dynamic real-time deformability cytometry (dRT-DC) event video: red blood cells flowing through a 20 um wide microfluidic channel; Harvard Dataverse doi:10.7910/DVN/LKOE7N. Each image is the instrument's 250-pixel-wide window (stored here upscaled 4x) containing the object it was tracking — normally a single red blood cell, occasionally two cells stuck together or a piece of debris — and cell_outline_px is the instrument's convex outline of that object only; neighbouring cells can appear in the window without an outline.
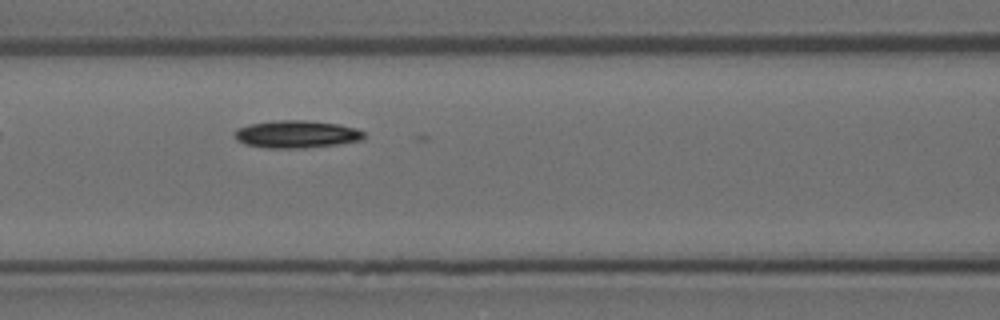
{"species": "Egyptian fruit bat (a non-hibernating species)", "species_latin": "Rousettus aegyptiacus", "temperature_condition": "room temperature", "stored_images_in_passage": 7, "camera_frame_rate_fps": 3000, "um_per_image_px": 0.085, "animal": {"sex": "female"}, "frame": {"image": 1, "passage_image": 6, "time_ms": 1.667, "image_size_px": [1000, 320], "cell_outline_px": [[364, 140], [336, 144], [300, 148], [268, 148], [244, 144], [236, 140], [236, 128], [248, 124], [276, 120], [304, 120], [340, 124], [356, 128], [364, 132]], "centroid_in_image_um": [25.2, 11.4], "position_along_channel_um": 141.4, "area_um2": 20.75}}
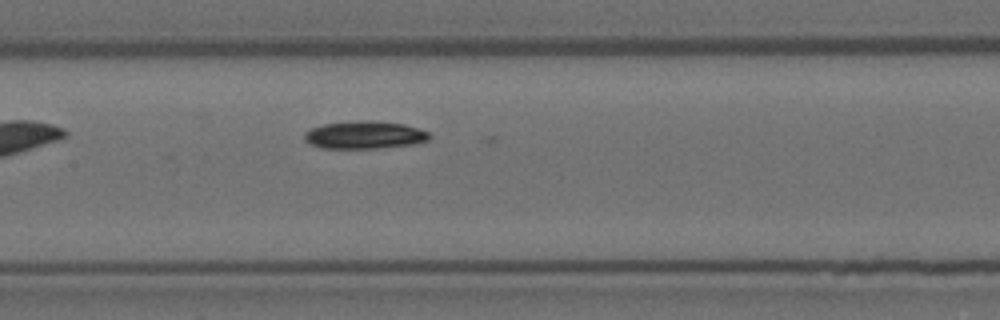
{"frame": {"image": 2, "passage_image": 7, "time_ms": 2.0, "image_size_px": [1000, 320], "cell_outline_px": [[432, 136], [428, 140], [416, 144], [380, 148], [320, 148], [308, 144], [304, 140], [304, 132], [308, 128], [324, 124], [360, 120], [372, 120], [404, 124], [428, 132]], "centroid_in_image_um": [30.95, 11.47], "position_along_channel_um": 176.5, "area_um2": 20.46}}